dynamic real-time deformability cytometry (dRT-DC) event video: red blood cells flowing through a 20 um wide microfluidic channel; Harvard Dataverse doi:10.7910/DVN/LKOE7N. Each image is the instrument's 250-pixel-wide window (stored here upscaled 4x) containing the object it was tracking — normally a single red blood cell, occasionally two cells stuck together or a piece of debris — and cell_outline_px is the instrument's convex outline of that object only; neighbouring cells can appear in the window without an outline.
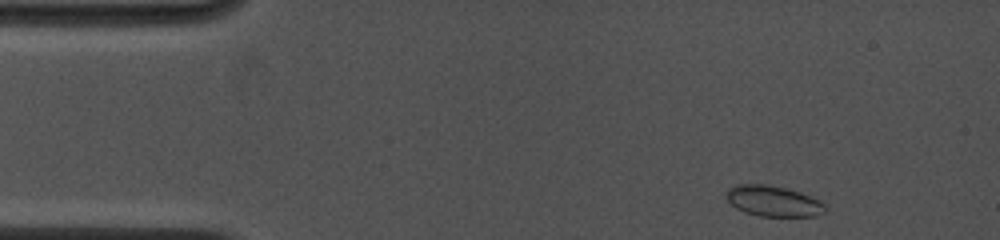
{"species": "common noctule bat (a hibernating species)", "species_latin": "Nyctalus noctula", "temperature_condition": "cold", "stored_images_in_passage": 62, "camera_frame_rate_fps": 4500, "um_per_image_px": 0.085, "animal": {"sex": "female", "body_mass_g": 19.0, "forearm_length_mm": 53.3}, "frame": {"image": 1, "passage_image": 1, "time_ms": 0.0, "image_size_px": [1000, 240], "cell_outline_px": [[828, 208], [824, 212], [816, 216], [760, 216], [744, 212], [736, 208], [724, 196], [724, 192], [728, 188], [736, 184], [764, 184], [788, 188], [800, 192], [820, 200]], "centroid_in_image_um": [65.71, 17.08], "position_along_channel_um": 19.3, "area_um2": 17.92}}
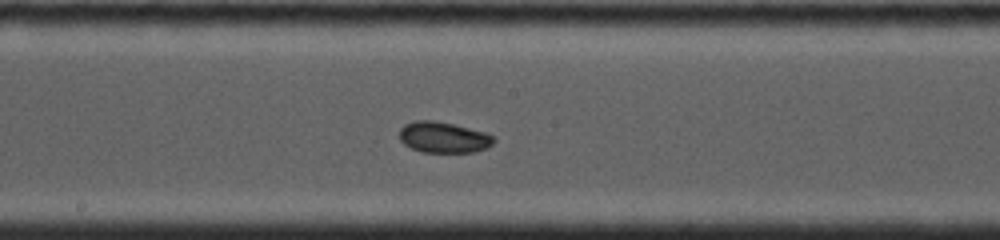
{"frame": {"image": 2, "passage_image": 31, "time_ms": 6.667, "image_size_px": [1000, 240], "cell_outline_px": [[496, 140], [492, 144], [484, 148], [472, 152], [420, 152], [404, 144], [400, 140], [400, 128], [404, 124], [416, 120], [432, 120], [452, 124], [484, 132], [492, 136]], "centroid_in_image_um": [37.65, 11.67], "position_along_channel_um": 210.5, "area_um2": 16.82}}
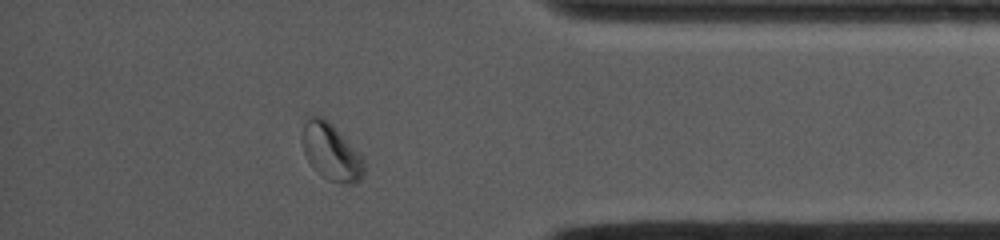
{"frame": {"image": 3, "passage_image": 54, "time_ms": 11.778, "image_size_px": [1000, 240], "cell_outline_px": [[364, 172], [360, 180], [352, 184], [344, 184], [328, 180], [312, 168], [304, 152], [300, 140], [304, 124], [312, 116], [320, 116], [328, 120], [336, 128], [364, 160]], "centroid_in_image_um": [28.12, 12.93], "position_along_channel_um": 407.1, "area_um2": 20.29}}